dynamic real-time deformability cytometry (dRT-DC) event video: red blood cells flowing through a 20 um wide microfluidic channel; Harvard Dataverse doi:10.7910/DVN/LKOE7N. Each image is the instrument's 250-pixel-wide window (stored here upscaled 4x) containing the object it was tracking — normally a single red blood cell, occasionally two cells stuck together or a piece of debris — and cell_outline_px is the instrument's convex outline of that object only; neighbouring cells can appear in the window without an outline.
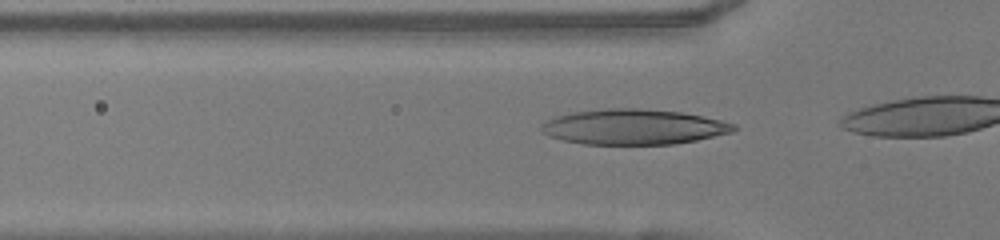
{"species": "human", "species_latin": "Homo sapiens", "temperature_condition": "warm", "stored_images_in_passage": 7, "camera_frame_rate_fps": 3000, "um_per_image_px": 0.085, "donor": {"sex": "female"}, "frame": {"image": 1, "passage_image": 2, "time_ms": 0.333, "image_size_px": [1000, 240], "cell_outline_px": [[736, 128], [732, 132], [696, 140], [672, 144], [584, 144], [564, 140], [548, 136], [540, 128], [540, 124], [556, 116], [572, 112], [604, 108], [636, 108], [680, 112], [720, 120], [736, 124]], "centroid_in_image_um": [53.82, 10.78], "position_along_channel_um": 72.0, "area_um2": 39.36}}
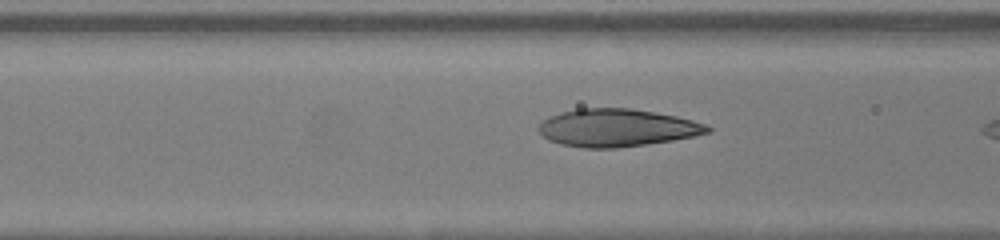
{"frame": {"image": 2, "passage_image": 5, "time_ms": 1.333, "image_size_px": [1000, 240], "cell_outline_px": [[712, 132], [672, 140], [616, 148], [584, 148], [560, 144], [548, 140], [536, 128], [544, 120], [552, 116], [576, 108], [632, 108], [676, 116], [692, 120], [704, 124], [712, 128]], "centroid_in_image_um": [52.43, 10.86], "position_along_channel_um": 114.2, "area_um2": 36.82}}